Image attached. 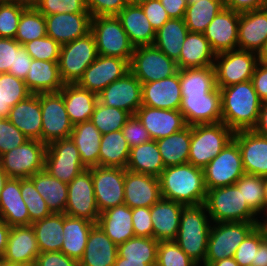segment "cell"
I'll return each instance as SVG.
<instances>
[{"label": "cell", "mask_w": 267, "mask_h": 266, "mask_svg": "<svg viewBox=\"0 0 267 266\" xmlns=\"http://www.w3.org/2000/svg\"><path fill=\"white\" fill-rule=\"evenodd\" d=\"M221 121L234 132L252 130L262 105L251 80L220 88Z\"/></svg>", "instance_id": "cell-1"}, {"label": "cell", "mask_w": 267, "mask_h": 266, "mask_svg": "<svg viewBox=\"0 0 267 266\" xmlns=\"http://www.w3.org/2000/svg\"><path fill=\"white\" fill-rule=\"evenodd\" d=\"M161 197L185 206L205 203L204 170L190 163L167 166L160 174Z\"/></svg>", "instance_id": "cell-2"}, {"label": "cell", "mask_w": 267, "mask_h": 266, "mask_svg": "<svg viewBox=\"0 0 267 266\" xmlns=\"http://www.w3.org/2000/svg\"><path fill=\"white\" fill-rule=\"evenodd\" d=\"M211 225L204 203L183 207L174 241L199 266L205 261Z\"/></svg>", "instance_id": "cell-3"}, {"label": "cell", "mask_w": 267, "mask_h": 266, "mask_svg": "<svg viewBox=\"0 0 267 266\" xmlns=\"http://www.w3.org/2000/svg\"><path fill=\"white\" fill-rule=\"evenodd\" d=\"M204 204L212 223L259 222L260 217L248 206L235 185L207 190Z\"/></svg>", "instance_id": "cell-4"}, {"label": "cell", "mask_w": 267, "mask_h": 266, "mask_svg": "<svg viewBox=\"0 0 267 266\" xmlns=\"http://www.w3.org/2000/svg\"><path fill=\"white\" fill-rule=\"evenodd\" d=\"M234 133L222 121L191 125L188 163L203 169L233 140Z\"/></svg>", "instance_id": "cell-5"}, {"label": "cell", "mask_w": 267, "mask_h": 266, "mask_svg": "<svg viewBox=\"0 0 267 266\" xmlns=\"http://www.w3.org/2000/svg\"><path fill=\"white\" fill-rule=\"evenodd\" d=\"M257 226L258 222L212 223L202 266H211L216 261L234 257L241 242Z\"/></svg>", "instance_id": "cell-6"}, {"label": "cell", "mask_w": 267, "mask_h": 266, "mask_svg": "<svg viewBox=\"0 0 267 266\" xmlns=\"http://www.w3.org/2000/svg\"><path fill=\"white\" fill-rule=\"evenodd\" d=\"M90 32L94 35L98 55L118 57L130 63L135 47L117 16L92 17Z\"/></svg>", "instance_id": "cell-7"}, {"label": "cell", "mask_w": 267, "mask_h": 266, "mask_svg": "<svg viewBox=\"0 0 267 266\" xmlns=\"http://www.w3.org/2000/svg\"><path fill=\"white\" fill-rule=\"evenodd\" d=\"M97 56L95 38L91 32L61 45L58 65L63 83L76 84Z\"/></svg>", "instance_id": "cell-8"}, {"label": "cell", "mask_w": 267, "mask_h": 266, "mask_svg": "<svg viewBox=\"0 0 267 266\" xmlns=\"http://www.w3.org/2000/svg\"><path fill=\"white\" fill-rule=\"evenodd\" d=\"M129 68L141 84L165 79L179 71L177 62L154 45L135 47Z\"/></svg>", "instance_id": "cell-9"}, {"label": "cell", "mask_w": 267, "mask_h": 266, "mask_svg": "<svg viewBox=\"0 0 267 266\" xmlns=\"http://www.w3.org/2000/svg\"><path fill=\"white\" fill-rule=\"evenodd\" d=\"M47 145L40 140L29 139L23 145L0 156V166L9 178H30L44 170Z\"/></svg>", "instance_id": "cell-10"}, {"label": "cell", "mask_w": 267, "mask_h": 266, "mask_svg": "<svg viewBox=\"0 0 267 266\" xmlns=\"http://www.w3.org/2000/svg\"><path fill=\"white\" fill-rule=\"evenodd\" d=\"M258 62V54L250 51L236 49L217 53L213 64L217 87L251 80Z\"/></svg>", "instance_id": "cell-11"}, {"label": "cell", "mask_w": 267, "mask_h": 266, "mask_svg": "<svg viewBox=\"0 0 267 266\" xmlns=\"http://www.w3.org/2000/svg\"><path fill=\"white\" fill-rule=\"evenodd\" d=\"M203 170L207 190L234 185L245 174L238 143L231 140Z\"/></svg>", "instance_id": "cell-12"}, {"label": "cell", "mask_w": 267, "mask_h": 266, "mask_svg": "<svg viewBox=\"0 0 267 266\" xmlns=\"http://www.w3.org/2000/svg\"><path fill=\"white\" fill-rule=\"evenodd\" d=\"M44 169L53 177L69 184L77 175L87 169L72 139L65 138L47 145Z\"/></svg>", "instance_id": "cell-13"}, {"label": "cell", "mask_w": 267, "mask_h": 266, "mask_svg": "<svg viewBox=\"0 0 267 266\" xmlns=\"http://www.w3.org/2000/svg\"><path fill=\"white\" fill-rule=\"evenodd\" d=\"M40 107L41 142L48 145L53 141L69 138L74 125L66 111L62 94L60 92L40 93Z\"/></svg>", "instance_id": "cell-14"}, {"label": "cell", "mask_w": 267, "mask_h": 266, "mask_svg": "<svg viewBox=\"0 0 267 266\" xmlns=\"http://www.w3.org/2000/svg\"><path fill=\"white\" fill-rule=\"evenodd\" d=\"M68 185L65 214L74 218H84L95 224L100 216L93 188L92 168L85 169Z\"/></svg>", "instance_id": "cell-15"}, {"label": "cell", "mask_w": 267, "mask_h": 266, "mask_svg": "<svg viewBox=\"0 0 267 266\" xmlns=\"http://www.w3.org/2000/svg\"><path fill=\"white\" fill-rule=\"evenodd\" d=\"M93 188L100 213L124 204L125 169L117 167H92Z\"/></svg>", "instance_id": "cell-16"}, {"label": "cell", "mask_w": 267, "mask_h": 266, "mask_svg": "<svg viewBox=\"0 0 267 266\" xmlns=\"http://www.w3.org/2000/svg\"><path fill=\"white\" fill-rule=\"evenodd\" d=\"M97 95L103 105L122 109L130 115H135L142 106V84L130 71Z\"/></svg>", "instance_id": "cell-17"}, {"label": "cell", "mask_w": 267, "mask_h": 266, "mask_svg": "<svg viewBox=\"0 0 267 266\" xmlns=\"http://www.w3.org/2000/svg\"><path fill=\"white\" fill-rule=\"evenodd\" d=\"M129 71L127 60L98 55L95 61L85 69L77 84L86 90L99 94L109 84L122 78Z\"/></svg>", "instance_id": "cell-18"}, {"label": "cell", "mask_w": 267, "mask_h": 266, "mask_svg": "<svg viewBox=\"0 0 267 266\" xmlns=\"http://www.w3.org/2000/svg\"><path fill=\"white\" fill-rule=\"evenodd\" d=\"M239 20V12L225 7L207 26L203 34L216 54L238 49Z\"/></svg>", "instance_id": "cell-19"}, {"label": "cell", "mask_w": 267, "mask_h": 266, "mask_svg": "<svg viewBox=\"0 0 267 266\" xmlns=\"http://www.w3.org/2000/svg\"><path fill=\"white\" fill-rule=\"evenodd\" d=\"M233 139L238 143L245 173L267 176V137L252 130H239Z\"/></svg>", "instance_id": "cell-20"}, {"label": "cell", "mask_w": 267, "mask_h": 266, "mask_svg": "<svg viewBox=\"0 0 267 266\" xmlns=\"http://www.w3.org/2000/svg\"><path fill=\"white\" fill-rule=\"evenodd\" d=\"M135 115L149 132L152 140L166 138L188 126L179 110L152 108L142 105Z\"/></svg>", "instance_id": "cell-21"}, {"label": "cell", "mask_w": 267, "mask_h": 266, "mask_svg": "<svg viewBox=\"0 0 267 266\" xmlns=\"http://www.w3.org/2000/svg\"><path fill=\"white\" fill-rule=\"evenodd\" d=\"M90 13H60L45 16L46 34L60 45L84 37L91 31Z\"/></svg>", "instance_id": "cell-22"}, {"label": "cell", "mask_w": 267, "mask_h": 266, "mask_svg": "<svg viewBox=\"0 0 267 266\" xmlns=\"http://www.w3.org/2000/svg\"><path fill=\"white\" fill-rule=\"evenodd\" d=\"M179 111L189 126L221 122L220 89L216 87L204 96H182Z\"/></svg>", "instance_id": "cell-23"}, {"label": "cell", "mask_w": 267, "mask_h": 266, "mask_svg": "<svg viewBox=\"0 0 267 266\" xmlns=\"http://www.w3.org/2000/svg\"><path fill=\"white\" fill-rule=\"evenodd\" d=\"M159 178L125 169L124 204L131 209L151 207L161 199Z\"/></svg>", "instance_id": "cell-24"}, {"label": "cell", "mask_w": 267, "mask_h": 266, "mask_svg": "<svg viewBox=\"0 0 267 266\" xmlns=\"http://www.w3.org/2000/svg\"><path fill=\"white\" fill-rule=\"evenodd\" d=\"M267 41V7L241 12L238 49L259 54Z\"/></svg>", "instance_id": "cell-25"}, {"label": "cell", "mask_w": 267, "mask_h": 266, "mask_svg": "<svg viewBox=\"0 0 267 266\" xmlns=\"http://www.w3.org/2000/svg\"><path fill=\"white\" fill-rule=\"evenodd\" d=\"M180 69L165 79L142 84V105L179 110L181 106Z\"/></svg>", "instance_id": "cell-26"}, {"label": "cell", "mask_w": 267, "mask_h": 266, "mask_svg": "<svg viewBox=\"0 0 267 266\" xmlns=\"http://www.w3.org/2000/svg\"><path fill=\"white\" fill-rule=\"evenodd\" d=\"M40 254L32 225L10 228L8 242L2 259L11 263L34 266Z\"/></svg>", "instance_id": "cell-27"}, {"label": "cell", "mask_w": 267, "mask_h": 266, "mask_svg": "<svg viewBox=\"0 0 267 266\" xmlns=\"http://www.w3.org/2000/svg\"><path fill=\"white\" fill-rule=\"evenodd\" d=\"M184 206L181 203L161 198L150 207L154 239L157 241L176 239Z\"/></svg>", "instance_id": "cell-28"}, {"label": "cell", "mask_w": 267, "mask_h": 266, "mask_svg": "<svg viewBox=\"0 0 267 266\" xmlns=\"http://www.w3.org/2000/svg\"><path fill=\"white\" fill-rule=\"evenodd\" d=\"M9 121L14 124L26 137L41 141L42 114L40 93L31 94L11 108Z\"/></svg>", "instance_id": "cell-29"}, {"label": "cell", "mask_w": 267, "mask_h": 266, "mask_svg": "<svg viewBox=\"0 0 267 266\" xmlns=\"http://www.w3.org/2000/svg\"><path fill=\"white\" fill-rule=\"evenodd\" d=\"M0 219L10 227L30 225L26 203L20 190V178H8L0 197Z\"/></svg>", "instance_id": "cell-30"}, {"label": "cell", "mask_w": 267, "mask_h": 266, "mask_svg": "<svg viewBox=\"0 0 267 266\" xmlns=\"http://www.w3.org/2000/svg\"><path fill=\"white\" fill-rule=\"evenodd\" d=\"M118 246L95 224L88 236L80 266H114Z\"/></svg>", "instance_id": "cell-31"}, {"label": "cell", "mask_w": 267, "mask_h": 266, "mask_svg": "<svg viewBox=\"0 0 267 266\" xmlns=\"http://www.w3.org/2000/svg\"><path fill=\"white\" fill-rule=\"evenodd\" d=\"M116 16L134 47L154 44L156 32L141 6L127 4Z\"/></svg>", "instance_id": "cell-32"}, {"label": "cell", "mask_w": 267, "mask_h": 266, "mask_svg": "<svg viewBox=\"0 0 267 266\" xmlns=\"http://www.w3.org/2000/svg\"><path fill=\"white\" fill-rule=\"evenodd\" d=\"M97 224L117 246L135 236L132 209L126 204L106 209L100 213Z\"/></svg>", "instance_id": "cell-33"}, {"label": "cell", "mask_w": 267, "mask_h": 266, "mask_svg": "<svg viewBox=\"0 0 267 266\" xmlns=\"http://www.w3.org/2000/svg\"><path fill=\"white\" fill-rule=\"evenodd\" d=\"M24 82L32 94L59 92L64 86L58 61L32 59Z\"/></svg>", "instance_id": "cell-34"}, {"label": "cell", "mask_w": 267, "mask_h": 266, "mask_svg": "<svg viewBox=\"0 0 267 266\" xmlns=\"http://www.w3.org/2000/svg\"><path fill=\"white\" fill-rule=\"evenodd\" d=\"M66 106V111L73 125L89 121L93 114L98 95L76 84H64L59 91Z\"/></svg>", "instance_id": "cell-35"}, {"label": "cell", "mask_w": 267, "mask_h": 266, "mask_svg": "<svg viewBox=\"0 0 267 266\" xmlns=\"http://www.w3.org/2000/svg\"><path fill=\"white\" fill-rule=\"evenodd\" d=\"M215 55L203 33L188 32L177 65L179 69L213 66Z\"/></svg>", "instance_id": "cell-36"}, {"label": "cell", "mask_w": 267, "mask_h": 266, "mask_svg": "<svg viewBox=\"0 0 267 266\" xmlns=\"http://www.w3.org/2000/svg\"><path fill=\"white\" fill-rule=\"evenodd\" d=\"M95 223L84 219L67 216L63 213V245L61 252L80 261L84 255L87 239Z\"/></svg>", "instance_id": "cell-37"}, {"label": "cell", "mask_w": 267, "mask_h": 266, "mask_svg": "<svg viewBox=\"0 0 267 266\" xmlns=\"http://www.w3.org/2000/svg\"><path fill=\"white\" fill-rule=\"evenodd\" d=\"M102 134L91 120L74 125L70 138L76 145L83 165L89 169L99 166V148Z\"/></svg>", "instance_id": "cell-38"}, {"label": "cell", "mask_w": 267, "mask_h": 266, "mask_svg": "<svg viewBox=\"0 0 267 266\" xmlns=\"http://www.w3.org/2000/svg\"><path fill=\"white\" fill-rule=\"evenodd\" d=\"M45 200L51 213H64L67 205L68 185L51 176L45 169L29 178Z\"/></svg>", "instance_id": "cell-39"}, {"label": "cell", "mask_w": 267, "mask_h": 266, "mask_svg": "<svg viewBox=\"0 0 267 266\" xmlns=\"http://www.w3.org/2000/svg\"><path fill=\"white\" fill-rule=\"evenodd\" d=\"M126 169L134 173L159 177L165 169V165L156 140H151L131 148Z\"/></svg>", "instance_id": "cell-40"}, {"label": "cell", "mask_w": 267, "mask_h": 266, "mask_svg": "<svg viewBox=\"0 0 267 266\" xmlns=\"http://www.w3.org/2000/svg\"><path fill=\"white\" fill-rule=\"evenodd\" d=\"M188 32L184 18H171L156 31L153 45L177 62Z\"/></svg>", "instance_id": "cell-41"}, {"label": "cell", "mask_w": 267, "mask_h": 266, "mask_svg": "<svg viewBox=\"0 0 267 266\" xmlns=\"http://www.w3.org/2000/svg\"><path fill=\"white\" fill-rule=\"evenodd\" d=\"M130 149L122 130L102 135L99 148V166L126 169Z\"/></svg>", "instance_id": "cell-42"}, {"label": "cell", "mask_w": 267, "mask_h": 266, "mask_svg": "<svg viewBox=\"0 0 267 266\" xmlns=\"http://www.w3.org/2000/svg\"><path fill=\"white\" fill-rule=\"evenodd\" d=\"M156 143L165 167L186 164L191 143V126L156 140Z\"/></svg>", "instance_id": "cell-43"}, {"label": "cell", "mask_w": 267, "mask_h": 266, "mask_svg": "<svg viewBox=\"0 0 267 266\" xmlns=\"http://www.w3.org/2000/svg\"><path fill=\"white\" fill-rule=\"evenodd\" d=\"M31 225L35 231L40 253L61 251L64 240L63 213H52Z\"/></svg>", "instance_id": "cell-44"}, {"label": "cell", "mask_w": 267, "mask_h": 266, "mask_svg": "<svg viewBox=\"0 0 267 266\" xmlns=\"http://www.w3.org/2000/svg\"><path fill=\"white\" fill-rule=\"evenodd\" d=\"M181 96H204L216 87L214 66L180 69Z\"/></svg>", "instance_id": "cell-45"}, {"label": "cell", "mask_w": 267, "mask_h": 266, "mask_svg": "<svg viewBox=\"0 0 267 266\" xmlns=\"http://www.w3.org/2000/svg\"><path fill=\"white\" fill-rule=\"evenodd\" d=\"M223 0H200L188 3L184 21L189 32L203 33L215 16L224 9Z\"/></svg>", "instance_id": "cell-46"}, {"label": "cell", "mask_w": 267, "mask_h": 266, "mask_svg": "<svg viewBox=\"0 0 267 266\" xmlns=\"http://www.w3.org/2000/svg\"><path fill=\"white\" fill-rule=\"evenodd\" d=\"M159 241L152 237H132L118 245V256L126 261H144L148 266H156Z\"/></svg>", "instance_id": "cell-47"}, {"label": "cell", "mask_w": 267, "mask_h": 266, "mask_svg": "<svg viewBox=\"0 0 267 266\" xmlns=\"http://www.w3.org/2000/svg\"><path fill=\"white\" fill-rule=\"evenodd\" d=\"M31 94L24 80L0 73V118H8L11 108Z\"/></svg>", "instance_id": "cell-48"}, {"label": "cell", "mask_w": 267, "mask_h": 266, "mask_svg": "<svg viewBox=\"0 0 267 266\" xmlns=\"http://www.w3.org/2000/svg\"><path fill=\"white\" fill-rule=\"evenodd\" d=\"M130 116L127 111L105 106L98 101L90 120L100 133L104 135L122 130Z\"/></svg>", "instance_id": "cell-49"}, {"label": "cell", "mask_w": 267, "mask_h": 266, "mask_svg": "<svg viewBox=\"0 0 267 266\" xmlns=\"http://www.w3.org/2000/svg\"><path fill=\"white\" fill-rule=\"evenodd\" d=\"M234 185L242 192L248 206L260 217L266 209L264 177L245 173Z\"/></svg>", "instance_id": "cell-50"}, {"label": "cell", "mask_w": 267, "mask_h": 266, "mask_svg": "<svg viewBox=\"0 0 267 266\" xmlns=\"http://www.w3.org/2000/svg\"><path fill=\"white\" fill-rule=\"evenodd\" d=\"M46 35L45 16L36 8L25 9L21 14L14 39L21 45H24L35 39L43 38Z\"/></svg>", "instance_id": "cell-51"}, {"label": "cell", "mask_w": 267, "mask_h": 266, "mask_svg": "<svg viewBox=\"0 0 267 266\" xmlns=\"http://www.w3.org/2000/svg\"><path fill=\"white\" fill-rule=\"evenodd\" d=\"M20 190L28 209L30 225L52 214L29 178L20 179Z\"/></svg>", "instance_id": "cell-52"}, {"label": "cell", "mask_w": 267, "mask_h": 266, "mask_svg": "<svg viewBox=\"0 0 267 266\" xmlns=\"http://www.w3.org/2000/svg\"><path fill=\"white\" fill-rule=\"evenodd\" d=\"M156 266H199L174 240L159 241Z\"/></svg>", "instance_id": "cell-53"}, {"label": "cell", "mask_w": 267, "mask_h": 266, "mask_svg": "<svg viewBox=\"0 0 267 266\" xmlns=\"http://www.w3.org/2000/svg\"><path fill=\"white\" fill-rule=\"evenodd\" d=\"M32 59L59 61L61 45L49 36L38 38L23 45Z\"/></svg>", "instance_id": "cell-54"}, {"label": "cell", "mask_w": 267, "mask_h": 266, "mask_svg": "<svg viewBox=\"0 0 267 266\" xmlns=\"http://www.w3.org/2000/svg\"><path fill=\"white\" fill-rule=\"evenodd\" d=\"M25 8L0 0V38L14 39Z\"/></svg>", "instance_id": "cell-55"}, {"label": "cell", "mask_w": 267, "mask_h": 266, "mask_svg": "<svg viewBox=\"0 0 267 266\" xmlns=\"http://www.w3.org/2000/svg\"><path fill=\"white\" fill-rule=\"evenodd\" d=\"M36 9L44 16L60 13H89L85 0H38Z\"/></svg>", "instance_id": "cell-56"}, {"label": "cell", "mask_w": 267, "mask_h": 266, "mask_svg": "<svg viewBox=\"0 0 267 266\" xmlns=\"http://www.w3.org/2000/svg\"><path fill=\"white\" fill-rule=\"evenodd\" d=\"M265 239L262 230L257 226L239 245L234 259L239 266H252L255 260L257 249Z\"/></svg>", "instance_id": "cell-57"}, {"label": "cell", "mask_w": 267, "mask_h": 266, "mask_svg": "<svg viewBox=\"0 0 267 266\" xmlns=\"http://www.w3.org/2000/svg\"><path fill=\"white\" fill-rule=\"evenodd\" d=\"M26 137L8 118H0V156L23 145Z\"/></svg>", "instance_id": "cell-58"}, {"label": "cell", "mask_w": 267, "mask_h": 266, "mask_svg": "<svg viewBox=\"0 0 267 266\" xmlns=\"http://www.w3.org/2000/svg\"><path fill=\"white\" fill-rule=\"evenodd\" d=\"M122 132L130 148L152 140L149 132L144 128L143 124L136 115H131L127 119L122 128Z\"/></svg>", "instance_id": "cell-59"}, {"label": "cell", "mask_w": 267, "mask_h": 266, "mask_svg": "<svg viewBox=\"0 0 267 266\" xmlns=\"http://www.w3.org/2000/svg\"><path fill=\"white\" fill-rule=\"evenodd\" d=\"M85 3L92 17L116 16L127 6L126 0H85Z\"/></svg>", "instance_id": "cell-60"}, {"label": "cell", "mask_w": 267, "mask_h": 266, "mask_svg": "<svg viewBox=\"0 0 267 266\" xmlns=\"http://www.w3.org/2000/svg\"><path fill=\"white\" fill-rule=\"evenodd\" d=\"M132 223L136 237L153 238V223L151 220L150 207L132 208Z\"/></svg>", "instance_id": "cell-61"}, {"label": "cell", "mask_w": 267, "mask_h": 266, "mask_svg": "<svg viewBox=\"0 0 267 266\" xmlns=\"http://www.w3.org/2000/svg\"><path fill=\"white\" fill-rule=\"evenodd\" d=\"M141 7L155 32L171 19L160 0H150Z\"/></svg>", "instance_id": "cell-62"}, {"label": "cell", "mask_w": 267, "mask_h": 266, "mask_svg": "<svg viewBox=\"0 0 267 266\" xmlns=\"http://www.w3.org/2000/svg\"><path fill=\"white\" fill-rule=\"evenodd\" d=\"M21 46L15 39L0 38V73L14 69L15 52Z\"/></svg>", "instance_id": "cell-63"}, {"label": "cell", "mask_w": 267, "mask_h": 266, "mask_svg": "<svg viewBox=\"0 0 267 266\" xmlns=\"http://www.w3.org/2000/svg\"><path fill=\"white\" fill-rule=\"evenodd\" d=\"M34 266H80V264L61 251H51L40 253Z\"/></svg>", "instance_id": "cell-64"}, {"label": "cell", "mask_w": 267, "mask_h": 266, "mask_svg": "<svg viewBox=\"0 0 267 266\" xmlns=\"http://www.w3.org/2000/svg\"><path fill=\"white\" fill-rule=\"evenodd\" d=\"M32 57L27 53L26 49L22 45L17 52H15L14 69L9 70V74L15 77L25 80L27 73L29 72Z\"/></svg>", "instance_id": "cell-65"}, {"label": "cell", "mask_w": 267, "mask_h": 266, "mask_svg": "<svg viewBox=\"0 0 267 266\" xmlns=\"http://www.w3.org/2000/svg\"><path fill=\"white\" fill-rule=\"evenodd\" d=\"M254 89L262 102H267V65L258 62L251 79Z\"/></svg>", "instance_id": "cell-66"}, {"label": "cell", "mask_w": 267, "mask_h": 266, "mask_svg": "<svg viewBox=\"0 0 267 266\" xmlns=\"http://www.w3.org/2000/svg\"><path fill=\"white\" fill-rule=\"evenodd\" d=\"M224 6L239 13L264 8V0H223Z\"/></svg>", "instance_id": "cell-67"}, {"label": "cell", "mask_w": 267, "mask_h": 266, "mask_svg": "<svg viewBox=\"0 0 267 266\" xmlns=\"http://www.w3.org/2000/svg\"><path fill=\"white\" fill-rule=\"evenodd\" d=\"M170 18H184L187 0H160Z\"/></svg>", "instance_id": "cell-68"}, {"label": "cell", "mask_w": 267, "mask_h": 266, "mask_svg": "<svg viewBox=\"0 0 267 266\" xmlns=\"http://www.w3.org/2000/svg\"><path fill=\"white\" fill-rule=\"evenodd\" d=\"M253 130L256 133L267 137V102H262L258 122Z\"/></svg>", "instance_id": "cell-69"}, {"label": "cell", "mask_w": 267, "mask_h": 266, "mask_svg": "<svg viewBox=\"0 0 267 266\" xmlns=\"http://www.w3.org/2000/svg\"><path fill=\"white\" fill-rule=\"evenodd\" d=\"M252 266H267V239L265 238L255 256V260L252 262Z\"/></svg>", "instance_id": "cell-70"}, {"label": "cell", "mask_w": 267, "mask_h": 266, "mask_svg": "<svg viewBox=\"0 0 267 266\" xmlns=\"http://www.w3.org/2000/svg\"><path fill=\"white\" fill-rule=\"evenodd\" d=\"M10 228L11 227L6 222L0 219V259L3 258L5 253Z\"/></svg>", "instance_id": "cell-71"}, {"label": "cell", "mask_w": 267, "mask_h": 266, "mask_svg": "<svg viewBox=\"0 0 267 266\" xmlns=\"http://www.w3.org/2000/svg\"><path fill=\"white\" fill-rule=\"evenodd\" d=\"M1 1L21 6L25 9H35L38 4V0H1Z\"/></svg>", "instance_id": "cell-72"}, {"label": "cell", "mask_w": 267, "mask_h": 266, "mask_svg": "<svg viewBox=\"0 0 267 266\" xmlns=\"http://www.w3.org/2000/svg\"><path fill=\"white\" fill-rule=\"evenodd\" d=\"M114 266H148L144 261H126V259L117 256Z\"/></svg>", "instance_id": "cell-73"}, {"label": "cell", "mask_w": 267, "mask_h": 266, "mask_svg": "<svg viewBox=\"0 0 267 266\" xmlns=\"http://www.w3.org/2000/svg\"><path fill=\"white\" fill-rule=\"evenodd\" d=\"M211 266H239L234 257L225 258L214 262Z\"/></svg>", "instance_id": "cell-74"}, {"label": "cell", "mask_w": 267, "mask_h": 266, "mask_svg": "<svg viewBox=\"0 0 267 266\" xmlns=\"http://www.w3.org/2000/svg\"><path fill=\"white\" fill-rule=\"evenodd\" d=\"M266 212V213H265ZM263 216L266 217L264 218L263 216L261 217L262 219L259 220L258 222V227L262 230L264 237L267 239V208L263 211Z\"/></svg>", "instance_id": "cell-75"}, {"label": "cell", "mask_w": 267, "mask_h": 266, "mask_svg": "<svg viewBox=\"0 0 267 266\" xmlns=\"http://www.w3.org/2000/svg\"><path fill=\"white\" fill-rule=\"evenodd\" d=\"M8 178H9V176L6 174V172L0 166V197H1V192L4 188L6 181L8 180Z\"/></svg>", "instance_id": "cell-76"}, {"label": "cell", "mask_w": 267, "mask_h": 266, "mask_svg": "<svg viewBox=\"0 0 267 266\" xmlns=\"http://www.w3.org/2000/svg\"><path fill=\"white\" fill-rule=\"evenodd\" d=\"M259 62L267 65V41L263 50L258 54Z\"/></svg>", "instance_id": "cell-77"}, {"label": "cell", "mask_w": 267, "mask_h": 266, "mask_svg": "<svg viewBox=\"0 0 267 266\" xmlns=\"http://www.w3.org/2000/svg\"><path fill=\"white\" fill-rule=\"evenodd\" d=\"M129 5H138L141 6L144 3H147L150 0H126Z\"/></svg>", "instance_id": "cell-78"}, {"label": "cell", "mask_w": 267, "mask_h": 266, "mask_svg": "<svg viewBox=\"0 0 267 266\" xmlns=\"http://www.w3.org/2000/svg\"><path fill=\"white\" fill-rule=\"evenodd\" d=\"M0 266H26L23 264H19V263H11V262H7L4 259H0Z\"/></svg>", "instance_id": "cell-79"}, {"label": "cell", "mask_w": 267, "mask_h": 266, "mask_svg": "<svg viewBox=\"0 0 267 266\" xmlns=\"http://www.w3.org/2000/svg\"><path fill=\"white\" fill-rule=\"evenodd\" d=\"M264 195H265L266 208H267V176L264 177Z\"/></svg>", "instance_id": "cell-80"}]
</instances>
